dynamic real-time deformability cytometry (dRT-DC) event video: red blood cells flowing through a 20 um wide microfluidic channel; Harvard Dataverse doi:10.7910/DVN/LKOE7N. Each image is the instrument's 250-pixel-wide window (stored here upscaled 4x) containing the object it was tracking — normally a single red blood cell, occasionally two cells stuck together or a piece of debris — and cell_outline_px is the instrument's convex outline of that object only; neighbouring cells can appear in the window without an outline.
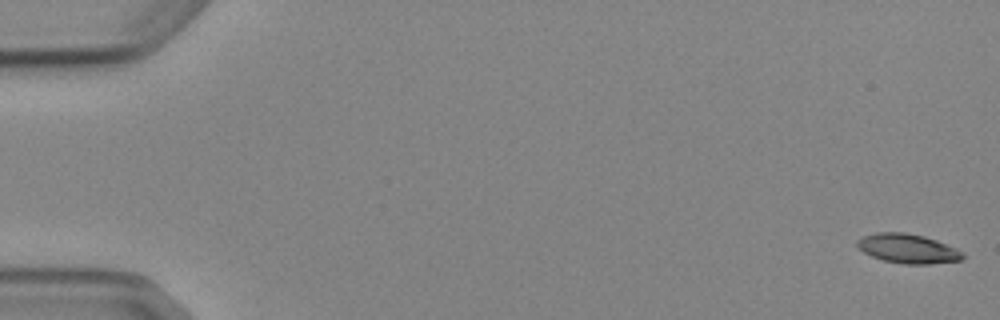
{"species": "Egyptian fruit bat (a non-hibernating species)", "species_latin": "Rousettus aegyptiacus", "temperature_condition": "cold", "stored_images_in_passage": 5, "camera_frame_rate_fps": 3000, "um_per_image_px": 0.085, "animal": {"sex": "female"}, "frame": {"image": 1, "passage_image": 1, "time_ms": 0.0, "image_size_px": [1000, 320], "cell_outline_px": [[964, 260], [928, 264], [904, 264], [884, 260], [872, 256], [864, 252], [856, 244], [856, 240], [864, 236], [876, 232], [904, 232], [924, 236], [936, 240], [956, 248], [964, 252]], "centroid_in_image_um": [77.19, 21.13], "position_along_channel_um": 7.8, "area_um2": 18.03}}
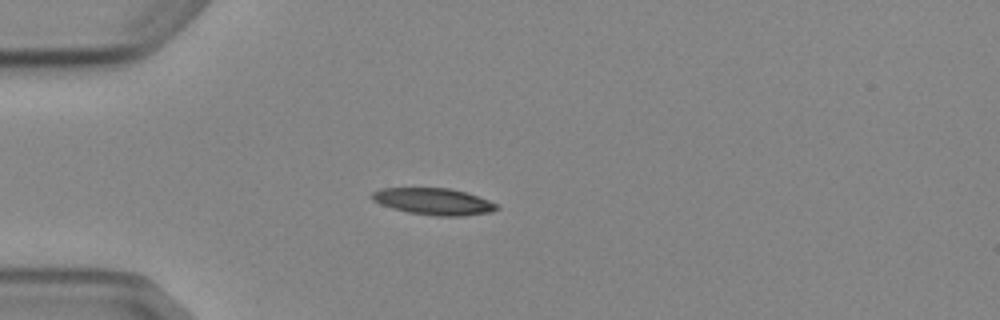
{"frame": {"image": 2, "passage_image": 5, "time_ms": 4.667, "image_size_px": [1000, 320], "cell_outline_px": [[500, 208], [492, 212], [460, 216], [436, 216], [408, 212], [392, 208], [380, 204], [372, 200], [368, 196], [372, 192], [380, 188], [448, 188], [468, 192], [488, 200], [496, 204]], "centroid_in_image_um": [36.83, 17.12], "position_along_channel_um": 48.2, "area_um2": 19.54}}